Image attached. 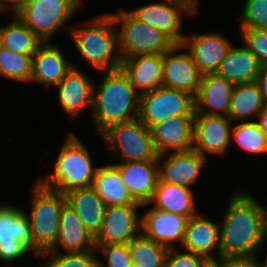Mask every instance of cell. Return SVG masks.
<instances>
[{
  "label": "cell",
  "instance_id": "6da1fadb",
  "mask_svg": "<svg viewBox=\"0 0 267 267\" xmlns=\"http://www.w3.org/2000/svg\"><path fill=\"white\" fill-rule=\"evenodd\" d=\"M233 191L219 221L220 259L260 256L265 239L259 201L245 188Z\"/></svg>",
  "mask_w": 267,
  "mask_h": 267
},
{
  "label": "cell",
  "instance_id": "7a4b0ae2",
  "mask_svg": "<svg viewBox=\"0 0 267 267\" xmlns=\"http://www.w3.org/2000/svg\"><path fill=\"white\" fill-rule=\"evenodd\" d=\"M102 74L100 82L94 80L90 119L94 135L100 136L110 126L138 118L140 94L119 68Z\"/></svg>",
  "mask_w": 267,
  "mask_h": 267
},
{
  "label": "cell",
  "instance_id": "3957f363",
  "mask_svg": "<svg viewBox=\"0 0 267 267\" xmlns=\"http://www.w3.org/2000/svg\"><path fill=\"white\" fill-rule=\"evenodd\" d=\"M82 22L72 25L68 34L80 56L78 62L84 61L97 73L119 69L118 33L110 13H98Z\"/></svg>",
  "mask_w": 267,
  "mask_h": 267
},
{
  "label": "cell",
  "instance_id": "277c9868",
  "mask_svg": "<svg viewBox=\"0 0 267 267\" xmlns=\"http://www.w3.org/2000/svg\"><path fill=\"white\" fill-rule=\"evenodd\" d=\"M61 143L52 169L45 177L36 179L46 188L67 193L78 188L91 187L99 163L93 162L91 152L82 143L75 131L71 130Z\"/></svg>",
  "mask_w": 267,
  "mask_h": 267
},
{
  "label": "cell",
  "instance_id": "5b68a950",
  "mask_svg": "<svg viewBox=\"0 0 267 267\" xmlns=\"http://www.w3.org/2000/svg\"><path fill=\"white\" fill-rule=\"evenodd\" d=\"M28 200L23 208L30 221L34 240V256L37 258L55 244L65 194L44 187L37 179L33 181ZM29 204L28 211L26 209Z\"/></svg>",
  "mask_w": 267,
  "mask_h": 267
},
{
  "label": "cell",
  "instance_id": "8992f818",
  "mask_svg": "<svg viewBox=\"0 0 267 267\" xmlns=\"http://www.w3.org/2000/svg\"><path fill=\"white\" fill-rule=\"evenodd\" d=\"M110 12L118 33L121 60L137 55L163 54L176 43L163 31L133 17L126 8Z\"/></svg>",
  "mask_w": 267,
  "mask_h": 267
},
{
  "label": "cell",
  "instance_id": "52a82bcc",
  "mask_svg": "<svg viewBox=\"0 0 267 267\" xmlns=\"http://www.w3.org/2000/svg\"><path fill=\"white\" fill-rule=\"evenodd\" d=\"M101 138L110 155L109 160L114 162L158 160L151 129L138 118L110 126L100 135Z\"/></svg>",
  "mask_w": 267,
  "mask_h": 267
},
{
  "label": "cell",
  "instance_id": "ba28073f",
  "mask_svg": "<svg viewBox=\"0 0 267 267\" xmlns=\"http://www.w3.org/2000/svg\"><path fill=\"white\" fill-rule=\"evenodd\" d=\"M83 5V0H31L15 15L46 42L52 41L61 29L69 34L73 24L68 22Z\"/></svg>",
  "mask_w": 267,
  "mask_h": 267
},
{
  "label": "cell",
  "instance_id": "9c48e42d",
  "mask_svg": "<svg viewBox=\"0 0 267 267\" xmlns=\"http://www.w3.org/2000/svg\"><path fill=\"white\" fill-rule=\"evenodd\" d=\"M28 256L35 257L32 229L25 208L0 202V264H19L25 257L29 260Z\"/></svg>",
  "mask_w": 267,
  "mask_h": 267
},
{
  "label": "cell",
  "instance_id": "30bf717a",
  "mask_svg": "<svg viewBox=\"0 0 267 267\" xmlns=\"http://www.w3.org/2000/svg\"><path fill=\"white\" fill-rule=\"evenodd\" d=\"M195 97L161 86L140 94L138 119L149 129L176 116H195Z\"/></svg>",
  "mask_w": 267,
  "mask_h": 267
},
{
  "label": "cell",
  "instance_id": "8fae6325",
  "mask_svg": "<svg viewBox=\"0 0 267 267\" xmlns=\"http://www.w3.org/2000/svg\"><path fill=\"white\" fill-rule=\"evenodd\" d=\"M127 11L138 21L166 33L176 44H181L185 39L184 17L199 15L182 0L150 1Z\"/></svg>",
  "mask_w": 267,
  "mask_h": 267
},
{
  "label": "cell",
  "instance_id": "7c38bea8",
  "mask_svg": "<svg viewBox=\"0 0 267 267\" xmlns=\"http://www.w3.org/2000/svg\"><path fill=\"white\" fill-rule=\"evenodd\" d=\"M233 122L224 115H195L193 150L208 159L209 155L226 157L232 148Z\"/></svg>",
  "mask_w": 267,
  "mask_h": 267
},
{
  "label": "cell",
  "instance_id": "4fadbf2b",
  "mask_svg": "<svg viewBox=\"0 0 267 267\" xmlns=\"http://www.w3.org/2000/svg\"><path fill=\"white\" fill-rule=\"evenodd\" d=\"M142 205L106 206L101 231L95 245L128 244L142 233ZM140 209V210H138Z\"/></svg>",
  "mask_w": 267,
  "mask_h": 267
},
{
  "label": "cell",
  "instance_id": "5bb4252c",
  "mask_svg": "<svg viewBox=\"0 0 267 267\" xmlns=\"http://www.w3.org/2000/svg\"><path fill=\"white\" fill-rule=\"evenodd\" d=\"M78 64L73 63V69L55 87L59 108L71 120L77 119L82 113L91 114L93 102L94 78L86 74Z\"/></svg>",
  "mask_w": 267,
  "mask_h": 267
},
{
  "label": "cell",
  "instance_id": "9a60e30c",
  "mask_svg": "<svg viewBox=\"0 0 267 267\" xmlns=\"http://www.w3.org/2000/svg\"><path fill=\"white\" fill-rule=\"evenodd\" d=\"M162 68L163 86L184 91L196 97L203 74L182 43L175 44L163 53Z\"/></svg>",
  "mask_w": 267,
  "mask_h": 267
},
{
  "label": "cell",
  "instance_id": "2e32d148",
  "mask_svg": "<svg viewBox=\"0 0 267 267\" xmlns=\"http://www.w3.org/2000/svg\"><path fill=\"white\" fill-rule=\"evenodd\" d=\"M142 207H147L141 211L142 233L168 249L180 248L188 218L180 214L159 210L149 203L143 204Z\"/></svg>",
  "mask_w": 267,
  "mask_h": 267
},
{
  "label": "cell",
  "instance_id": "e0dca14e",
  "mask_svg": "<svg viewBox=\"0 0 267 267\" xmlns=\"http://www.w3.org/2000/svg\"><path fill=\"white\" fill-rule=\"evenodd\" d=\"M207 160L193 149L158 155L159 179L194 189V184H197L200 175L204 174Z\"/></svg>",
  "mask_w": 267,
  "mask_h": 267
},
{
  "label": "cell",
  "instance_id": "ac0fdd59",
  "mask_svg": "<svg viewBox=\"0 0 267 267\" xmlns=\"http://www.w3.org/2000/svg\"><path fill=\"white\" fill-rule=\"evenodd\" d=\"M59 43L42 42L32 55L31 83L42 85L46 91L56 87L60 81L73 69V63L67 59Z\"/></svg>",
  "mask_w": 267,
  "mask_h": 267
},
{
  "label": "cell",
  "instance_id": "d6986e66",
  "mask_svg": "<svg viewBox=\"0 0 267 267\" xmlns=\"http://www.w3.org/2000/svg\"><path fill=\"white\" fill-rule=\"evenodd\" d=\"M182 44L190 52L202 74L216 73L226 52L233 44L222 32H186Z\"/></svg>",
  "mask_w": 267,
  "mask_h": 267
},
{
  "label": "cell",
  "instance_id": "ffe728a7",
  "mask_svg": "<svg viewBox=\"0 0 267 267\" xmlns=\"http://www.w3.org/2000/svg\"><path fill=\"white\" fill-rule=\"evenodd\" d=\"M201 212L188 219L180 248L215 262L220 259V223Z\"/></svg>",
  "mask_w": 267,
  "mask_h": 267
},
{
  "label": "cell",
  "instance_id": "44dd1931",
  "mask_svg": "<svg viewBox=\"0 0 267 267\" xmlns=\"http://www.w3.org/2000/svg\"><path fill=\"white\" fill-rule=\"evenodd\" d=\"M195 116H176L151 128L154 147L158 155L193 149Z\"/></svg>",
  "mask_w": 267,
  "mask_h": 267
},
{
  "label": "cell",
  "instance_id": "7402d4cb",
  "mask_svg": "<svg viewBox=\"0 0 267 267\" xmlns=\"http://www.w3.org/2000/svg\"><path fill=\"white\" fill-rule=\"evenodd\" d=\"M132 198L140 204L148 203L159 179L158 160L113 162Z\"/></svg>",
  "mask_w": 267,
  "mask_h": 267
},
{
  "label": "cell",
  "instance_id": "603a6c76",
  "mask_svg": "<svg viewBox=\"0 0 267 267\" xmlns=\"http://www.w3.org/2000/svg\"><path fill=\"white\" fill-rule=\"evenodd\" d=\"M95 249V238L85 228L75 210L67 203L62 207L59 230L54 246L46 252L73 253Z\"/></svg>",
  "mask_w": 267,
  "mask_h": 267
},
{
  "label": "cell",
  "instance_id": "cb8c5ba5",
  "mask_svg": "<svg viewBox=\"0 0 267 267\" xmlns=\"http://www.w3.org/2000/svg\"><path fill=\"white\" fill-rule=\"evenodd\" d=\"M233 87L216 73L203 74L195 97V115L228 116Z\"/></svg>",
  "mask_w": 267,
  "mask_h": 267
},
{
  "label": "cell",
  "instance_id": "d4e9b609",
  "mask_svg": "<svg viewBox=\"0 0 267 267\" xmlns=\"http://www.w3.org/2000/svg\"><path fill=\"white\" fill-rule=\"evenodd\" d=\"M163 54L137 55L121 61L120 68L139 94L163 86Z\"/></svg>",
  "mask_w": 267,
  "mask_h": 267
},
{
  "label": "cell",
  "instance_id": "484cf974",
  "mask_svg": "<svg viewBox=\"0 0 267 267\" xmlns=\"http://www.w3.org/2000/svg\"><path fill=\"white\" fill-rule=\"evenodd\" d=\"M195 190L190 187L178 186L158 179L155 191L148 202L152 207L162 211L186 216L188 219L197 215Z\"/></svg>",
  "mask_w": 267,
  "mask_h": 267
},
{
  "label": "cell",
  "instance_id": "4316f807",
  "mask_svg": "<svg viewBox=\"0 0 267 267\" xmlns=\"http://www.w3.org/2000/svg\"><path fill=\"white\" fill-rule=\"evenodd\" d=\"M234 44L226 52L216 74L233 84L255 82L261 69L259 61L244 44Z\"/></svg>",
  "mask_w": 267,
  "mask_h": 267
},
{
  "label": "cell",
  "instance_id": "83f0119b",
  "mask_svg": "<svg viewBox=\"0 0 267 267\" xmlns=\"http://www.w3.org/2000/svg\"><path fill=\"white\" fill-rule=\"evenodd\" d=\"M66 203L79 215L85 228L95 238L101 231L105 204L92 187L73 189L65 193Z\"/></svg>",
  "mask_w": 267,
  "mask_h": 267
},
{
  "label": "cell",
  "instance_id": "f1b7e54d",
  "mask_svg": "<svg viewBox=\"0 0 267 267\" xmlns=\"http://www.w3.org/2000/svg\"><path fill=\"white\" fill-rule=\"evenodd\" d=\"M91 187L103 200L105 206L142 205L132 198L118 168L112 162L99 164Z\"/></svg>",
  "mask_w": 267,
  "mask_h": 267
},
{
  "label": "cell",
  "instance_id": "f546056e",
  "mask_svg": "<svg viewBox=\"0 0 267 267\" xmlns=\"http://www.w3.org/2000/svg\"><path fill=\"white\" fill-rule=\"evenodd\" d=\"M228 118L234 122L256 120L265 109L258 83L234 84Z\"/></svg>",
  "mask_w": 267,
  "mask_h": 267
},
{
  "label": "cell",
  "instance_id": "4dcf8cb0",
  "mask_svg": "<svg viewBox=\"0 0 267 267\" xmlns=\"http://www.w3.org/2000/svg\"><path fill=\"white\" fill-rule=\"evenodd\" d=\"M7 24H1L3 47L13 52L33 55L43 42L15 14Z\"/></svg>",
  "mask_w": 267,
  "mask_h": 267
},
{
  "label": "cell",
  "instance_id": "1f68e13d",
  "mask_svg": "<svg viewBox=\"0 0 267 267\" xmlns=\"http://www.w3.org/2000/svg\"><path fill=\"white\" fill-rule=\"evenodd\" d=\"M235 145L236 148L238 147V150L240 149L243 153L252 154L253 156L267 154L265 135L262 133L255 120L233 123L231 146L235 147Z\"/></svg>",
  "mask_w": 267,
  "mask_h": 267
},
{
  "label": "cell",
  "instance_id": "d6a6232c",
  "mask_svg": "<svg viewBox=\"0 0 267 267\" xmlns=\"http://www.w3.org/2000/svg\"><path fill=\"white\" fill-rule=\"evenodd\" d=\"M132 263L139 267H165L168 248L147 238L143 233L128 243Z\"/></svg>",
  "mask_w": 267,
  "mask_h": 267
},
{
  "label": "cell",
  "instance_id": "836d02e7",
  "mask_svg": "<svg viewBox=\"0 0 267 267\" xmlns=\"http://www.w3.org/2000/svg\"><path fill=\"white\" fill-rule=\"evenodd\" d=\"M32 55L13 52L7 48L0 49V76L11 81L31 83Z\"/></svg>",
  "mask_w": 267,
  "mask_h": 267
},
{
  "label": "cell",
  "instance_id": "e575fe53",
  "mask_svg": "<svg viewBox=\"0 0 267 267\" xmlns=\"http://www.w3.org/2000/svg\"><path fill=\"white\" fill-rule=\"evenodd\" d=\"M38 258L43 260L36 267H98L95 249L73 253L43 252Z\"/></svg>",
  "mask_w": 267,
  "mask_h": 267
},
{
  "label": "cell",
  "instance_id": "d590c367",
  "mask_svg": "<svg viewBox=\"0 0 267 267\" xmlns=\"http://www.w3.org/2000/svg\"><path fill=\"white\" fill-rule=\"evenodd\" d=\"M238 29H267V0H244Z\"/></svg>",
  "mask_w": 267,
  "mask_h": 267
},
{
  "label": "cell",
  "instance_id": "8d00e7d4",
  "mask_svg": "<svg viewBox=\"0 0 267 267\" xmlns=\"http://www.w3.org/2000/svg\"><path fill=\"white\" fill-rule=\"evenodd\" d=\"M95 250L98 267H129L132 264L128 244L95 245Z\"/></svg>",
  "mask_w": 267,
  "mask_h": 267
},
{
  "label": "cell",
  "instance_id": "74e56055",
  "mask_svg": "<svg viewBox=\"0 0 267 267\" xmlns=\"http://www.w3.org/2000/svg\"><path fill=\"white\" fill-rule=\"evenodd\" d=\"M240 41L257 58L261 66H267V29H239Z\"/></svg>",
  "mask_w": 267,
  "mask_h": 267
},
{
  "label": "cell",
  "instance_id": "f35d334b",
  "mask_svg": "<svg viewBox=\"0 0 267 267\" xmlns=\"http://www.w3.org/2000/svg\"><path fill=\"white\" fill-rule=\"evenodd\" d=\"M212 261L204 256L180 248H170L165 258V267H211Z\"/></svg>",
  "mask_w": 267,
  "mask_h": 267
},
{
  "label": "cell",
  "instance_id": "ab89813d",
  "mask_svg": "<svg viewBox=\"0 0 267 267\" xmlns=\"http://www.w3.org/2000/svg\"><path fill=\"white\" fill-rule=\"evenodd\" d=\"M260 256L249 258L219 259L211 267H262Z\"/></svg>",
  "mask_w": 267,
  "mask_h": 267
},
{
  "label": "cell",
  "instance_id": "60d3db41",
  "mask_svg": "<svg viewBox=\"0 0 267 267\" xmlns=\"http://www.w3.org/2000/svg\"><path fill=\"white\" fill-rule=\"evenodd\" d=\"M30 1L31 0H0V12L4 13V15L8 12L9 14L12 12L13 15Z\"/></svg>",
  "mask_w": 267,
  "mask_h": 267
},
{
  "label": "cell",
  "instance_id": "b9f144b4",
  "mask_svg": "<svg viewBox=\"0 0 267 267\" xmlns=\"http://www.w3.org/2000/svg\"><path fill=\"white\" fill-rule=\"evenodd\" d=\"M256 82L261 89L264 106L267 109V66H261Z\"/></svg>",
  "mask_w": 267,
  "mask_h": 267
},
{
  "label": "cell",
  "instance_id": "7bdbcfd3",
  "mask_svg": "<svg viewBox=\"0 0 267 267\" xmlns=\"http://www.w3.org/2000/svg\"><path fill=\"white\" fill-rule=\"evenodd\" d=\"M256 123L261 129L262 133L265 135V139L267 142V109H263L260 114L256 118Z\"/></svg>",
  "mask_w": 267,
  "mask_h": 267
},
{
  "label": "cell",
  "instance_id": "ee69618b",
  "mask_svg": "<svg viewBox=\"0 0 267 267\" xmlns=\"http://www.w3.org/2000/svg\"><path fill=\"white\" fill-rule=\"evenodd\" d=\"M259 206L261 210L262 233L264 239L267 240V206L266 204H261V201H259Z\"/></svg>",
  "mask_w": 267,
  "mask_h": 267
},
{
  "label": "cell",
  "instance_id": "f6af8a7d",
  "mask_svg": "<svg viewBox=\"0 0 267 267\" xmlns=\"http://www.w3.org/2000/svg\"><path fill=\"white\" fill-rule=\"evenodd\" d=\"M182 1L189 4L197 13H199L198 10H199L200 0H182Z\"/></svg>",
  "mask_w": 267,
  "mask_h": 267
},
{
  "label": "cell",
  "instance_id": "bcb514c9",
  "mask_svg": "<svg viewBox=\"0 0 267 267\" xmlns=\"http://www.w3.org/2000/svg\"><path fill=\"white\" fill-rule=\"evenodd\" d=\"M264 246H267V240H265V243H264V245H263V247H262V250H261L260 255L262 254V251H264V250H263L264 248L267 249V248L264 247ZM264 254H265V256H264L265 258L263 257V255H261L262 258H261V256H260V261H261L262 267H267V253L264 251Z\"/></svg>",
  "mask_w": 267,
  "mask_h": 267
},
{
  "label": "cell",
  "instance_id": "7dc6e473",
  "mask_svg": "<svg viewBox=\"0 0 267 267\" xmlns=\"http://www.w3.org/2000/svg\"><path fill=\"white\" fill-rule=\"evenodd\" d=\"M15 265V263L14 264H4V265H2L3 267H18V266H14ZM1 265H0V267H2Z\"/></svg>",
  "mask_w": 267,
  "mask_h": 267
},
{
  "label": "cell",
  "instance_id": "c3c4849f",
  "mask_svg": "<svg viewBox=\"0 0 267 267\" xmlns=\"http://www.w3.org/2000/svg\"><path fill=\"white\" fill-rule=\"evenodd\" d=\"M3 47L2 35H1V25H0V49Z\"/></svg>",
  "mask_w": 267,
  "mask_h": 267
},
{
  "label": "cell",
  "instance_id": "681fc988",
  "mask_svg": "<svg viewBox=\"0 0 267 267\" xmlns=\"http://www.w3.org/2000/svg\"><path fill=\"white\" fill-rule=\"evenodd\" d=\"M129 267H139V265L132 263Z\"/></svg>",
  "mask_w": 267,
  "mask_h": 267
}]
</instances>
